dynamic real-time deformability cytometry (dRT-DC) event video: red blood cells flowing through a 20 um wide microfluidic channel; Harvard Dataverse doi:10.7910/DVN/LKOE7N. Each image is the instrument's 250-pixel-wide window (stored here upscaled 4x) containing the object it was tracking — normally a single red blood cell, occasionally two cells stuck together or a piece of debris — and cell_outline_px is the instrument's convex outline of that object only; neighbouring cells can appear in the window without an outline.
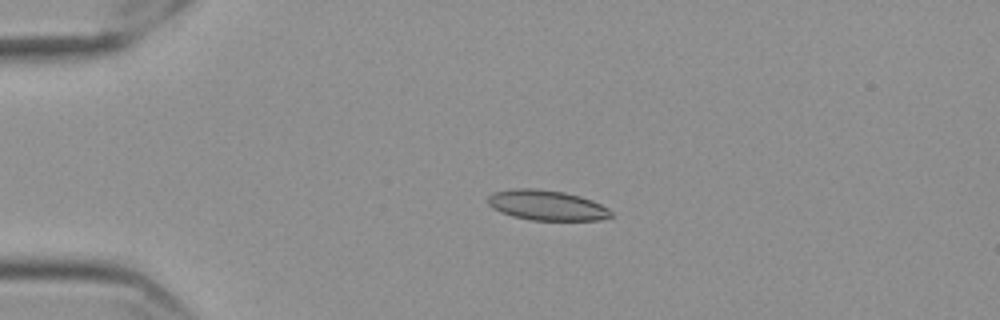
{"species": "Egyptian fruit bat (a non-hibernating species)", "species_latin": "Rousettus aegyptiacus", "temperature_condition": "cold", "stored_images_in_passage": 48, "camera_frame_rate_fps": 3000, "um_per_image_px": 0.085, "frame": {"image": 1, "passage_image": 4, "time_ms": 1.0, "image_size_px": [1000, 320], "cell_outline_px": [[612, 216], [600, 220], [532, 220], [512, 216], [500, 212], [492, 208], [488, 204], [488, 196], [492, 192], [512, 188], [532, 188], [564, 192], [580, 196], [592, 200], [608, 208], [612, 212]], "centroid_in_image_um": [46.45, 17.44], "position_along_channel_um": 38.6, "area_um2": 21.73}}
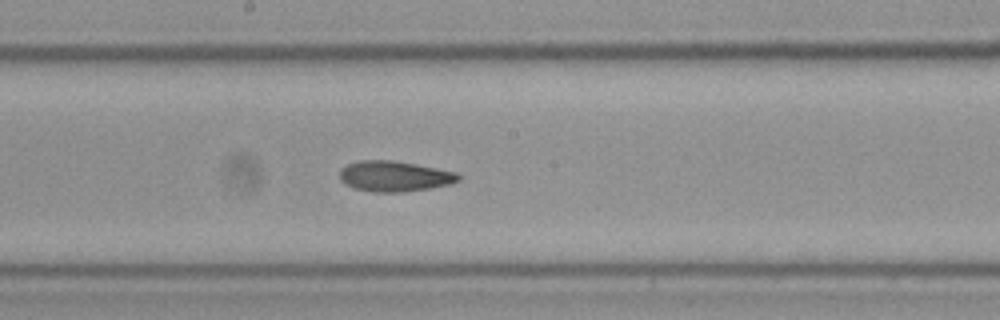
{"frame": {"image": 2, "passage_image": 22, "time_ms": 7.0, "image_size_px": [1000, 320], "cell_outline_px": [[460, 180], [452, 184], [404, 192], [372, 192], [356, 188], [344, 184], [340, 180], [340, 172], [348, 164], [360, 160], [392, 160], [416, 164], [456, 172], [460, 176]], "centroid_in_image_um": [33.54, 14.98], "position_along_channel_um": 214.7, "area_um2": 21.04}}
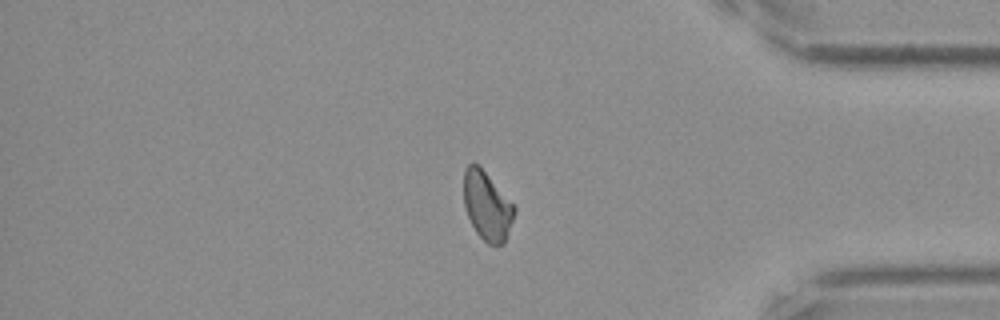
{"frame": {"image": 3, "passage_image": 39, "time_ms": 12.667, "image_size_px": [1000, 320], "cell_outline_px": [[516, 212], [504, 244], [496, 248], [488, 244], [476, 232], [468, 216], [464, 204], [464, 168], [468, 164], [476, 164], [484, 172], [516, 208]], "centroid_in_image_um": [41.4, 17.57], "position_along_channel_um": 393.8, "area_um2": 19.94}, "authors_computed_cell_mechanics": {"area_um2": 21.0392, "velocity_mm_per_s": 3.5588, "shape_relaxation_time_tau1_ms": null, "shape_relaxation_time_tau2_ms": 3.4807, "deformation_change_tau1": null, "deformation_change_tau2": 0.0928}}